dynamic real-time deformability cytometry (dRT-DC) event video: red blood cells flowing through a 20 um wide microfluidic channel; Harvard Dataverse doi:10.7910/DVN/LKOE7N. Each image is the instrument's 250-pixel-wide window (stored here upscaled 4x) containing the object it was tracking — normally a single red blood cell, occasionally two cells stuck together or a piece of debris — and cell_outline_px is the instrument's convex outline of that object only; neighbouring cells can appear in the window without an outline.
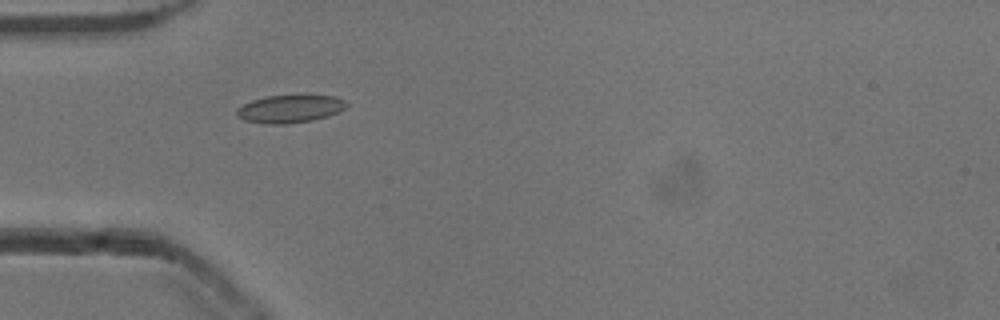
{"species": "common noctule bat (a hibernating species)", "species_latin": "Nyctalus noctula", "temperature_condition": "cold", "stored_images_in_passage": 35, "camera_frame_rate_fps": 3000, "um_per_image_px": 0.085, "animal": {"sex": "male", "body_mass_g": 13.3}, "frame": {"image": 1, "passage_image": 1, "time_ms": 0.0, "image_size_px": [1000, 320], "cell_outline_px": [[348, 104], [344, 108], [328, 116], [312, 120], [284, 124], [268, 124], [244, 120], [236, 116], [236, 108], [252, 100], [268, 96], [336, 96], [344, 100]], "centroid_in_image_um": [24.61, 9.26], "position_along_channel_um": 60.4, "area_um2": 17.51}}
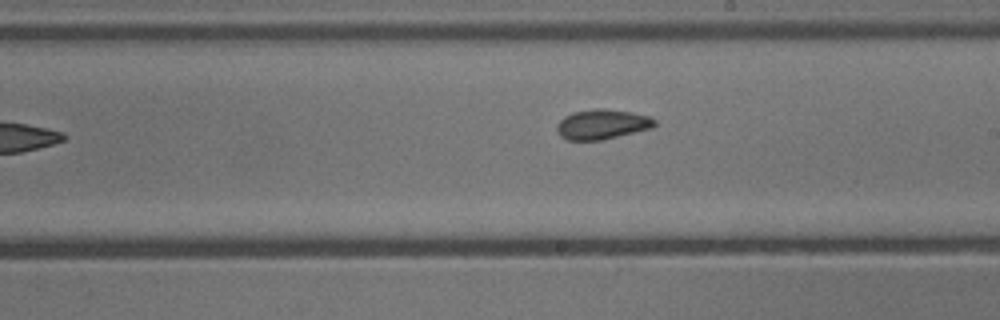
{"frame": {"image": 2, "passage_image": 15, "time_ms": 4.667, "image_size_px": [1000, 320], "cell_outline_px": [[656, 124], [652, 128], [604, 140], [568, 140], [560, 136], [556, 128], [556, 124], [564, 116], [572, 112], [596, 108], [604, 108], [652, 116], [656, 120]], "centroid_in_image_um": [51.18, 10.56], "position_along_channel_um": 237.8, "area_um2": 17.22}}
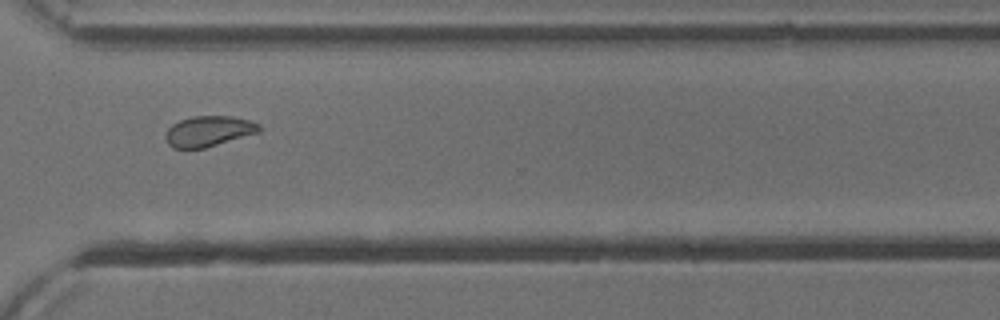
{"frame": {"image": 3, "passage_image": 24, "time_ms": 7.667, "image_size_px": [1000, 320], "cell_outline_px": [[260, 132], [204, 148], [172, 148], [168, 144], [164, 136], [168, 128], [172, 124], [180, 120], [192, 116], [232, 116], [248, 120], [260, 124]], "centroid_in_image_um": [17.71, 11.15], "position_along_channel_um": 352.9, "area_um2": 16.65}, "authors_computed_cell_mechanics": {"area_um2": 16.7042, "velocity_mm_per_s": 3.8353, "shape_relaxation_time_tau1_ms": 0.4876, "shape_relaxation_time_tau2_ms": null, "deformation_change_tau1": null, "deformation_change_tau2": null}}